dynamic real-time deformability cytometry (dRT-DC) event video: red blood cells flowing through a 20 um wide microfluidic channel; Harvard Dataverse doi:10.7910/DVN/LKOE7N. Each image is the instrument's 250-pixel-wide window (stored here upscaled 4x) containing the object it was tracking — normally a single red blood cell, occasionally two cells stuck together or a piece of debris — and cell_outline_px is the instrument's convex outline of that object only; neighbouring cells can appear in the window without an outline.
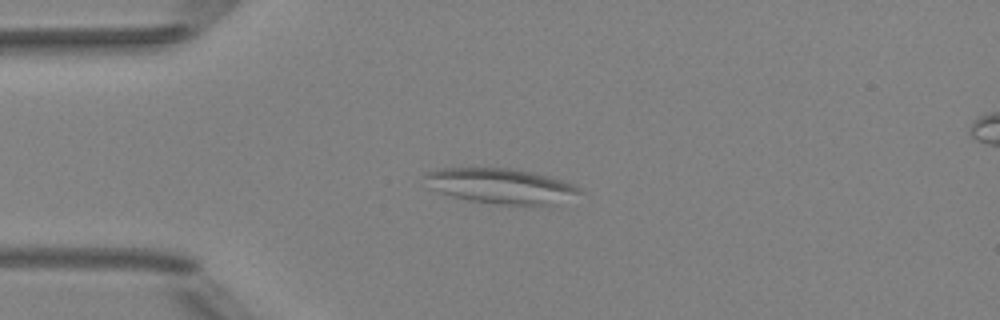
{"species": "Egyptian fruit bat (a non-hibernating species)", "species_latin": "Rousettus aegyptiacus", "temperature_condition": "room temperature", "stored_images_in_passage": 40, "camera_frame_rate_fps": 3000, "um_per_image_px": 0.085, "animal": {"sex": "female"}, "frame": {"image": 1, "passage_image": 1, "time_ms": 0.0, "image_size_px": [1000, 320], "cell_outline_px": [[584, 192], [552, 204], [500, 204], [468, 200], [452, 196], [428, 188], [424, 176], [424, 172], [440, 168], [508, 168], [532, 172], [548, 176], [572, 184], [580, 188]], "centroid_in_image_um": [42.5, 15.79], "position_along_channel_um": 42.5, "area_um2": 31.33}}
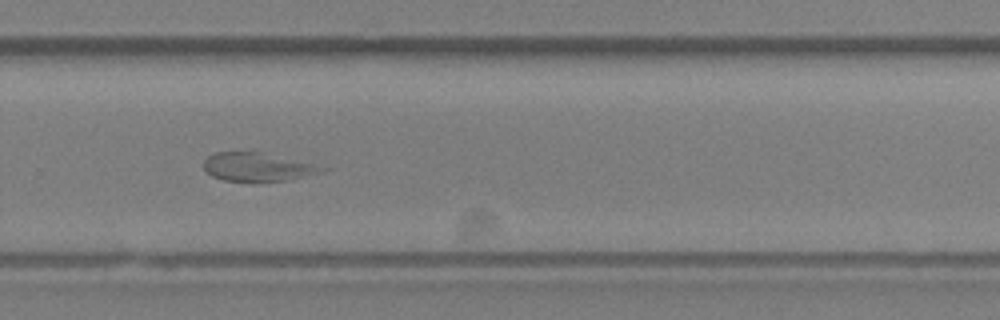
{"frame": {"image": 2, "passage_image": 23, "time_ms": 7.333, "image_size_px": [1000, 320], "cell_outline_px": [[332, 168], [320, 172], [288, 180], [260, 184], [256, 184], [224, 180], [212, 176], [204, 168], [204, 160], [208, 156], [216, 152], [260, 152]], "centroid_in_image_um": [21.88, 14.24], "position_along_channel_um": 307.9, "area_um2": 20.0}}
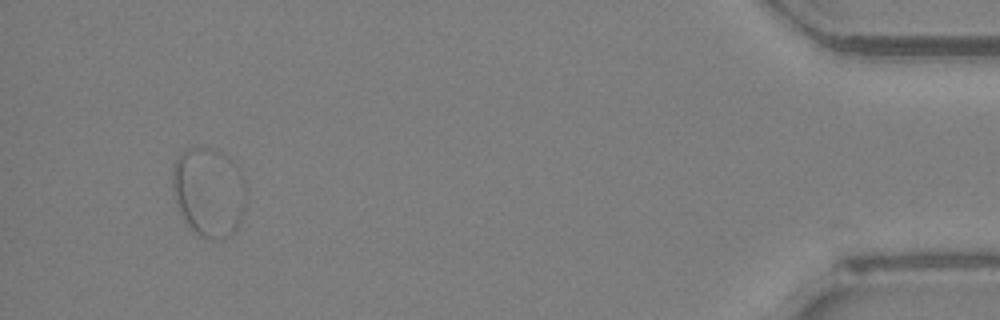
{"frame": {"image": 3, "passage_image": 37, "time_ms": 12.0, "image_size_px": [1000, 320], "cell_outline_px": [[244, 212], [232, 236], [220, 240], [208, 240], [192, 232], [184, 220], [176, 204], [172, 192], [172, 172], [176, 160], [184, 152], [192, 148], [208, 148], [228, 156], [232, 160], [240, 172], [244, 180]], "centroid_in_image_um": [17.73, 16.39], "position_along_channel_um": 417.5, "area_um2": 38.38}}